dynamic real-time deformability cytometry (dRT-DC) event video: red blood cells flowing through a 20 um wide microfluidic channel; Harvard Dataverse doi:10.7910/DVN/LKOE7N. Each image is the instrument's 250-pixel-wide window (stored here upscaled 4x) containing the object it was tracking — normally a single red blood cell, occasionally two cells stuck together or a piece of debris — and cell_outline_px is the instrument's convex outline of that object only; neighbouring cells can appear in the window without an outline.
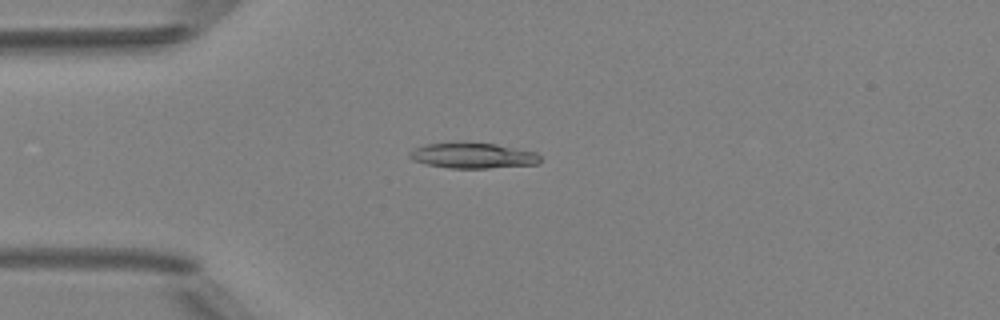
{"species": "Egyptian fruit bat (a non-hibernating species)", "species_latin": "Rousettus aegyptiacus", "temperature_condition": "room temperature", "stored_images_in_passage": 4, "camera_frame_rate_fps": 3000, "um_per_image_px": 0.085, "animal": {"sex": "female"}, "frame": {"image": 1, "passage_image": 3, "time_ms": 2.333, "image_size_px": [1000, 320], "cell_outline_px": [[540, 164], [488, 168], [448, 168], [428, 164], [416, 160], [408, 156], [408, 152], [416, 148], [428, 144], [496, 144], [536, 152], [540, 156]], "centroid_in_image_um": [40.26, 13.25], "position_along_channel_um": 44.7, "area_um2": 18.79}}